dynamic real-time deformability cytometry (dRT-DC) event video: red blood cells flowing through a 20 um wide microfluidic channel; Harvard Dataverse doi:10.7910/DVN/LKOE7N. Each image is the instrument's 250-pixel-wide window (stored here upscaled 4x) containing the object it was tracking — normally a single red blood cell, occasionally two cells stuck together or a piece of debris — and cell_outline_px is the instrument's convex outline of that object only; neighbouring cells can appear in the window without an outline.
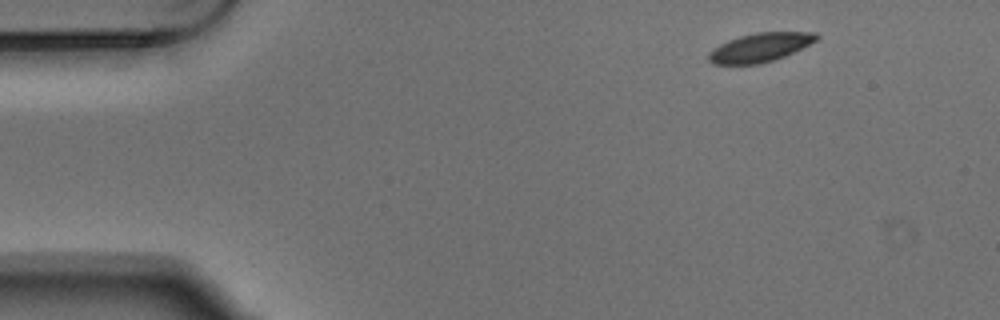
{"species": "Egyptian fruit bat (a non-hibernating species)", "species_latin": "Rousettus aegyptiacus", "temperature_condition": "warm", "stored_images_in_passage": 4, "camera_frame_rate_fps": 3000, "um_per_image_px": 0.085, "animal": {"sex": "male"}, "frame": {"image": 1, "passage_image": 1, "time_ms": 0.0, "image_size_px": [1000, 320], "cell_outline_px": [[820, 36], [816, 40], [784, 56], [760, 64], [712, 64], [708, 60], [708, 52], [712, 48], [728, 40], [740, 36], [756, 32], [816, 32]], "centroid_in_image_um": [64.56, 4.03], "position_along_channel_um": 20.4, "area_um2": 17.98}}
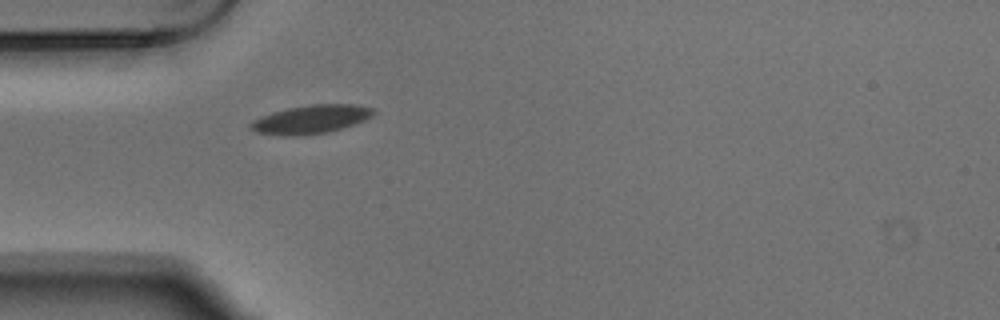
{"frame": {"image": 2, "passage_image": 4, "time_ms": 1.0, "image_size_px": [1000, 320], "cell_outline_px": [[376, 112], [372, 116], [364, 120], [328, 132], [292, 136], [256, 132], [248, 124], [252, 120], [260, 116], [272, 112], [288, 108], [312, 104], [356, 104], [376, 108]], "centroid_in_image_um": [26.45, 10.12], "position_along_channel_um": 58.6, "area_um2": 20.29}}